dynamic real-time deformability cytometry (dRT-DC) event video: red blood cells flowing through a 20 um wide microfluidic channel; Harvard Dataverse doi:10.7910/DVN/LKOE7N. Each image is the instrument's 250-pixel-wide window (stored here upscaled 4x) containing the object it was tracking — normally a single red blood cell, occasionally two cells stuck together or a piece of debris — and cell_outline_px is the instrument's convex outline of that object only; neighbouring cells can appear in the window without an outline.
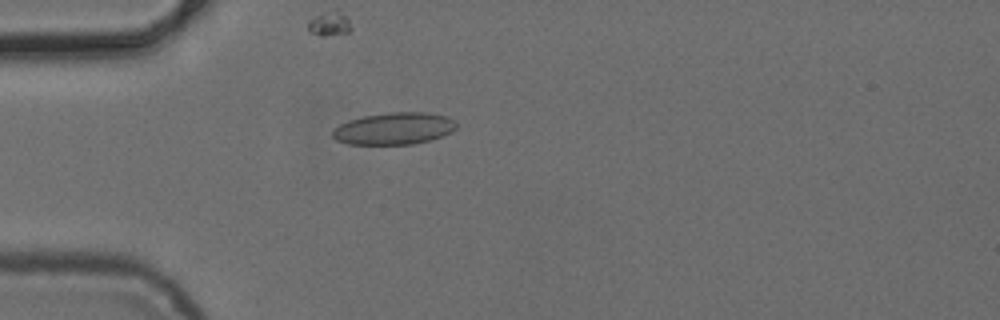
{"species": "common noctule bat (a hibernating species)", "species_latin": "Nyctalus noctula", "temperature_condition": "cold", "stored_images_in_passage": 5, "camera_frame_rate_fps": 3000, "um_per_image_px": 0.085, "animal": {"sex": "female", "body_mass_g": 24.6, "forearm_length_mm": 56.2}, "frame": {"image": 1, "passage_image": 5, "time_ms": 4.667, "image_size_px": [1000, 320], "cell_outline_px": [[456, 128], [452, 132], [428, 140], [412, 144], [348, 144], [336, 140], [332, 136], [332, 132], [340, 124], [348, 120], [364, 116], [392, 112], [424, 112], [444, 116], [456, 120]], "centroid_in_image_um": [33.48, 10.92], "position_along_channel_um": 51.5, "area_um2": 22.89}}